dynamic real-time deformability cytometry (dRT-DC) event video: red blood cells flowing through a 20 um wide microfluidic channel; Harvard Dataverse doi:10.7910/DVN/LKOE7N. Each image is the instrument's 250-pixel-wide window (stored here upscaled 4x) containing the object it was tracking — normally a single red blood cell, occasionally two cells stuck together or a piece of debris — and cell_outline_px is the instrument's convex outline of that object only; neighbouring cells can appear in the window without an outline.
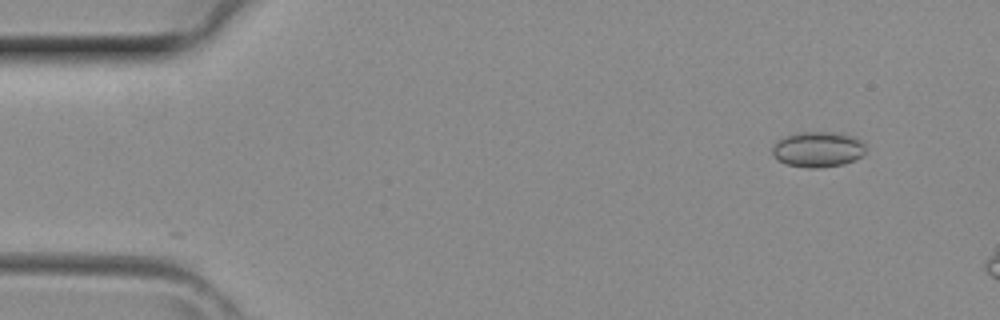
{"species": "common noctule bat (a hibernating species)", "species_latin": "Nyctalus noctula", "temperature_condition": "room temperature", "stored_images_in_passage": 3, "camera_frame_rate_fps": 3000, "um_per_image_px": 0.085, "animal": {"sex": "female", "body_mass_g": 29.2, "forearm_length_mm": 56.3}, "frame": {"image": 1, "passage_image": 2, "time_ms": 0.333, "image_size_px": [1000, 320], "cell_outline_px": [[868, 148], [864, 156], [856, 160], [844, 164], [820, 168], [808, 168], [784, 164], [772, 156], [772, 148], [776, 140], [784, 136], [800, 132], [844, 132], [856, 136]], "centroid_in_image_um": [69.56, 12.69], "position_along_channel_um": 15.4, "area_um2": 20.06}}